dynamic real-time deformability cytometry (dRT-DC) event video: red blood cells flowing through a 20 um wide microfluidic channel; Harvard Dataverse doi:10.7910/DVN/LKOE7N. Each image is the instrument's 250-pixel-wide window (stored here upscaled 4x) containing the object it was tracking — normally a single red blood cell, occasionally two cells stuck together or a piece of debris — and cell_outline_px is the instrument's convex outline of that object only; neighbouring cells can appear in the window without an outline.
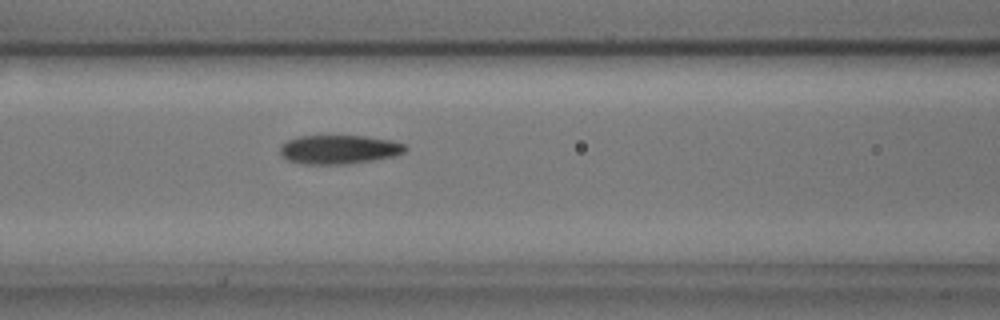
{"species": "common noctule bat (a hibernating species)", "species_latin": "Nyctalus noctula", "temperature_condition": "cold", "stored_images_in_passage": 36, "camera_frame_rate_fps": 3000, "um_per_image_px": 0.085, "animal": {"sex": "male", "body_mass_g": 17.9, "forearm_length_mm": 54.2}, "frame": {"image": 1, "passage_image": 6, "time_ms": 1.667, "image_size_px": [1000, 320], "cell_outline_px": [[408, 148], [404, 152], [396, 156], [372, 160], [344, 164], [304, 164], [288, 160], [280, 152], [280, 144], [288, 140], [300, 136], [368, 136], [392, 140], [408, 144]], "centroid_in_image_um": [28.87, 12.69], "position_along_channel_um": 137.7, "area_um2": 21.21}}
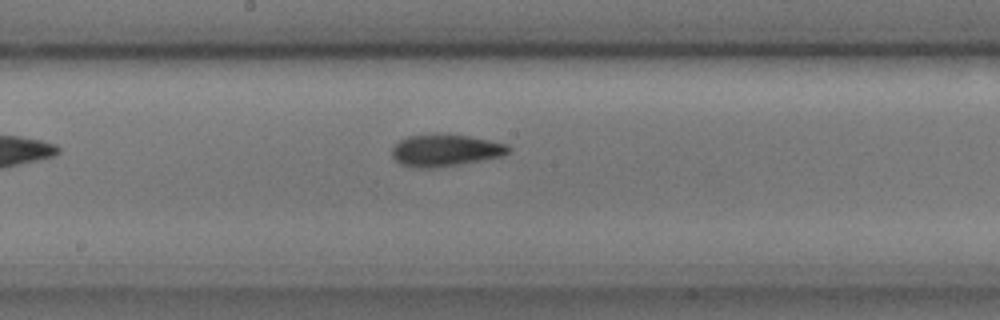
{"frame": {"image": 2, "passage_image": 12, "time_ms": 3.667, "image_size_px": [1000, 320], "cell_outline_px": [[512, 148], [504, 156], [432, 168], [416, 168], [400, 164], [392, 156], [392, 148], [400, 140], [408, 136], [436, 132], [468, 136], [508, 144]], "centroid_in_image_um": [37.84, 12.75], "position_along_channel_um": 210.4, "area_um2": 21.85}}
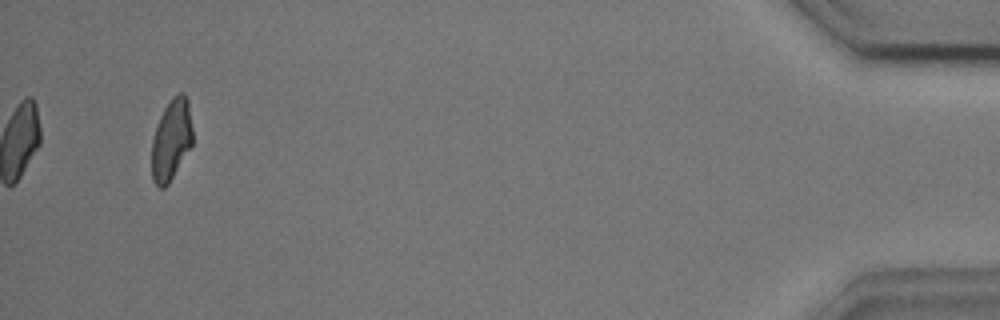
{"frame": {"image": 3, "passage_image": 36, "time_ms": 11.667, "image_size_px": [1000, 320], "cell_outline_px": [[192, 144], [168, 184], [164, 188], [160, 188], [152, 180], [152, 140], [160, 116], [164, 108], [172, 96], [180, 92], [184, 92], [188, 100], [192, 128]], "centroid_in_image_um": [14.56, 11.85], "position_along_channel_um": 420.6, "area_um2": 19.19}}